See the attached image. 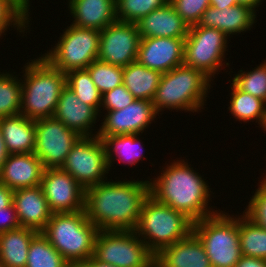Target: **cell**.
Returning <instances> with one entry per match:
<instances>
[{
  "label": "cell",
  "instance_id": "obj_1",
  "mask_svg": "<svg viewBox=\"0 0 266 267\" xmlns=\"http://www.w3.org/2000/svg\"><path fill=\"white\" fill-rule=\"evenodd\" d=\"M150 181H103L85 189V212L99 231H135Z\"/></svg>",
  "mask_w": 266,
  "mask_h": 267
},
{
  "label": "cell",
  "instance_id": "obj_2",
  "mask_svg": "<svg viewBox=\"0 0 266 267\" xmlns=\"http://www.w3.org/2000/svg\"><path fill=\"white\" fill-rule=\"evenodd\" d=\"M183 160L173 162L150 182V195L158 202L184 213L193 222L216 214L208 211L209 188Z\"/></svg>",
  "mask_w": 266,
  "mask_h": 267
},
{
  "label": "cell",
  "instance_id": "obj_3",
  "mask_svg": "<svg viewBox=\"0 0 266 267\" xmlns=\"http://www.w3.org/2000/svg\"><path fill=\"white\" fill-rule=\"evenodd\" d=\"M24 67L20 114L34 121L53 117L66 86V74L52 67L43 56Z\"/></svg>",
  "mask_w": 266,
  "mask_h": 267
},
{
  "label": "cell",
  "instance_id": "obj_4",
  "mask_svg": "<svg viewBox=\"0 0 266 267\" xmlns=\"http://www.w3.org/2000/svg\"><path fill=\"white\" fill-rule=\"evenodd\" d=\"M98 231L88 220L85 210H81L52 213L41 233L63 258L74 266L93 256Z\"/></svg>",
  "mask_w": 266,
  "mask_h": 267
},
{
  "label": "cell",
  "instance_id": "obj_5",
  "mask_svg": "<svg viewBox=\"0 0 266 267\" xmlns=\"http://www.w3.org/2000/svg\"><path fill=\"white\" fill-rule=\"evenodd\" d=\"M192 228L193 221L184 213L149 195L142 205L135 232L144 237L142 241L156 256L165 247L186 238Z\"/></svg>",
  "mask_w": 266,
  "mask_h": 267
},
{
  "label": "cell",
  "instance_id": "obj_6",
  "mask_svg": "<svg viewBox=\"0 0 266 267\" xmlns=\"http://www.w3.org/2000/svg\"><path fill=\"white\" fill-rule=\"evenodd\" d=\"M210 81L202 71L182 64L162 75L152 103L157 112L162 108L196 112L204 105Z\"/></svg>",
  "mask_w": 266,
  "mask_h": 267
},
{
  "label": "cell",
  "instance_id": "obj_7",
  "mask_svg": "<svg viewBox=\"0 0 266 267\" xmlns=\"http://www.w3.org/2000/svg\"><path fill=\"white\" fill-rule=\"evenodd\" d=\"M192 232L201 241L212 267H234L240 260L239 217L217 212L193 222Z\"/></svg>",
  "mask_w": 266,
  "mask_h": 267
},
{
  "label": "cell",
  "instance_id": "obj_8",
  "mask_svg": "<svg viewBox=\"0 0 266 267\" xmlns=\"http://www.w3.org/2000/svg\"><path fill=\"white\" fill-rule=\"evenodd\" d=\"M135 231H98L93 257L116 267H155V255Z\"/></svg>",
  "mask_w": 266,
  "mask_h": 267
},
{
  "label": "cell",
  "instance_id": "obj_9",
  "mask_svg": "<svg viewBox=\"0 0 266 267\" xmlns=\"http://www.w3.org/2000/svg\"><path fill=\"white\" fill-rule=\"evenodd\" d=\"M61 36L55 48L43 57L55 69L67 74L86 69L98 58L100 31L71 25Z\"/></svg>",
  "mask_w": 266,
  "mask_h": 267
},
{
  "label": "cell",
  "instance_id": "obj_10",
  "mask_svg": "<svg viewBox=\"0 0 266 267\" xmlns=\"http://www.w3.org/2000/svg\"><path fill=\"white\" fill-rule=\"evenodd\" d=\"M227 36L219 29L191 26L185 38L183 64L202 71L211 79L224 64Z\"/></svg>",
  "mask_w": 266,
  "mask_h": 267
},
{
  "label": "cell",
  "instance_id": "obj_11",
  "mask_svg": "<svg viewBox=\"0 0 266 267\" xmlns=\"http://www.w3.org/2000/svg\"><path fill=\"white\" fill-rule=\"evenodd\" d=\"M92 137L81 136L61 167L84 189L103 182L109 171L103 141L97 135Z\"/></svg>",
  "mask_w": 266,
  "mask_h": 267
},
{
  "label": "cell",
  "instance_id": "obj_12",
  "mask_svg": "<svg viewBox=\"0 0 266 267\" xmlns=\"http://www.w3.org/2000/svg\"><path fill=\"white\" fill-rule=\"evenodd\" d=\"M34 154L44 169L61 168L74 144L81 137L54 117L35 121Z\"/></svg>",
  "mask_w": 266,
  "mask_h": 267
},
{
  "label": "cell",
  "instance_id": "obj_13",
  "mask_svg": "<svg viewBox=\"0 0 266 267\" xmlns=\"http://www.w3.org/2000/svg\"><path fill=\"white\" fill-rule=\"evenodd\" d=\"M141 36L136 23L116 20L100 32L99 60L125 67L136 61Z\"/></svg>",
  "mask_w": 266,
  "mask_h": 267
},
{
  "label": "cell",
  "instance_id": "obj_14",
  "mask_svg": "<svg viewBox=\"0 0 266 267\" xmlns=\"http://www.w3.org/2000/svg\"><path fill=\"white\" fill-rule=\"evenodd\" d=\"M41 187L52 213L85 210V189L63 169H44Z\"/></svg>",
  "mask_w": 266,
  "mask_h": 267
},
{
  "label": "cell",
  "instance_id": "obj_15",
  "mask_svg": "<svg viewBox=\"0 0 266 267\" xmlns=\"http://www.w3.org/2000/svg\"><path fill=\"white\" fill-rule=\"evenodd\" d=\"M152 101L135 99L121 110L108 111L97 136L138 134L156 117Z\"/></svg>",
  "mask_w": 266,
  "mask_h": 267
},
{
  "label": "cell",
  "instance_id": "obj_16",
  "mask_svg": "<svg viewBox=\"0 0 266 267\" xmlns=\"http://www.w3.org/2000/svg\"><path fill=\"white\" fill-rule=\"evenodd\" d=\"M185 38H141L137 61L162 74L183 64Z\"/></svg>",
  "mask_w": 266,
  "mask_h": 267
},
{
  "label": "cell",
  "instance_id": "obj_17",
  "mask_svg": "<svg viewBox=\"0 0 266 267\" xmlns=\"http://www.w3.org/2000/svg\"><path fill=\"white\" fill-rule=\"evenodd\" d=\"M13 205L21 227L42 232L52 216L41 185L17 189Z\"/></svg>",
  "mask_w": 266,
  "mask_h": 267
},
{
  "label": "cell",
  "instance_id": "obj_18",
  "mask_svg": "<svg viewBox=\"0 0 266 267\" xmlns=\"http://www.w3.org/2000/svg\"><path fill=\"white\" fill-rule=\"evenodd\" d=\"M44 167L34 153L9 154L0 171V183L13 191L41 185Z\"/></svg>",
  "mask_w": 266,
  "mask_h": 267
},
{
  "label": "cell",
  "instance_id": "obj_19",
  "mask_svg": "<svg viewBox=\"0 0 266 267\" xmlns=\"http://www.w3.org/2000/svg\"><path fill=\"white\" fill-rule=\"evenodd\" d=\"M98 111L82 103L67 85L62 89L53 117L80 136H89Z\"/></svg>",
  "mask_w": 266,
  "mask_h": 267
},
{
  "label": "cell",
  "instance_id": "obj_20",
  "mask_svg": "<svg viewBox=\"0 0 266 267\" xmlns=\"http://www.w3.org/2000/svg\"><path fill=\"white\" fill-rule=\"evenodd\" d=\"M155 267H212L199 238H186L165 247L155 256Z\"/></svg>",
  "mask_w": 266,
  "mask_h": 267
},
{
  "label": "cell",
  "instance_id": "obj_21",
  "mask_svg": "<svg viewBox=\"0 0 266 267\" xmlns=\"http://www.w3.org/2000/svg\"><path fill=\"white\" fill-rule=\"evenodd\" d=\"M136 25L141 38H186L190 28L170 2L142 17Z\"/></svg>",
  "mask_w": 266,
  "mask_h": 267
},
{
  "label": "cell",
  "instance_id": "obj_22",
  "mask_svg": "<svg viewBox=\"0 0 266 267\" xmlns=\"http://www.w3.org/2000/svg\"><path fill=\"white\" fill-rule=\"evenodd\" d=\"M254 11L255 9L240 4L224 10L209 6L202 14L198 25L219 29L226 35L237 34L249 30L255 23L256 13Z\"/></svg>",
  "mask_w": 266,
  "mask_h": 267
},
{
  "label": "cell",
  "instance_id": "obj_23",
  "mask_svg": "<svg viewBox=\"0 0 266 267\" xmlns=\"http://www.w3.org/2000/svg\"><path fill=\"white\" fill-rule=\"evenodd\" d=\"M73 26L102 31L117 20L115 0H70Z\"/></svg>",
  "mask_w": 266,
  "mask_h": 267
},
{
  "label": "cell",
  "instance_id": "obj_24",
  "mask_svg": "<svg viewBox=\"0 0 266 267\" xmlns=\"http://www.w3.org/2000/svg\"><path fill=\"white\" fill-rule=\"evenodd\" d=\"M0 128L9 154L34 153L35 121L22 114L0 118Z\"/></svg>",
  "mask_w": 266,
  "mask_h": 267
},
{
  "label": "cell",
  "instance_id": "obj_25",
  "mask_svg": "<svg viewBox=\"0 0 266 267\" xmlns=\"http://www.w3.org/2000/svg\"><path fill=\"white\" fill-rule=\"evenodd\" d=\"M38 232L25 227L0 234V262L6 267H25L32 238Z\"/></svg>",
  "mask_w": 266,
  "mask_h": 267
},
{
  "label": "cell",
  "instance_id": "obj_26",
  "mask_svg": "<svg viewBox=\"0 0 266 267\" xmlns=\"http://www.w3.org/2000/svg\"><path fill=\"white\" fill-rule=\"evenodd\" d=\"M162 73L143 66L137 60L123 67V85L138 100L152 101Z\"/></svg>",
  "mask_w": 266,
  "mask_h": 267
},
{
  "label": "cell",
  "instance_id": "obj_27",
  "mask_svg": "<svg viewBox=\"0 0 266 267\" xmlns=\"http://www.w3.org/2000/svg\"><path fill=\"white\" fill-rule=\"evenodd\" d=\"M239 218V244L241 255L266 259V229L245 214Z\"/></svg>",
  "mask_w": 266,
  "mask_h": 267
},
{
  "label": "cell",
  "instance_id": "obj_28",
  "mask_svg": "<svg viewBox=\"0 0 266 267\" xmlns=\"http://www.w3.org/2000/svg\"><path fill=\"white\" fill-rule=\"evenodd\" d=\"M138 134H125V135H114V136H98L105 146L106 150V159H107V166L110 169L112 161H114L113 153L119 158V161L122 160L123 163L125 161L130 163L131 165L136 164L142 158V154L140 153L138 147ZM113 146V147H112ZM112 149H111V148ZM142 146H140L141 149ZM126 159L124 161V159Z\"/></svg>",
  "mask_w": 266,
  "mask_h": 267
},
{
  "label": "cell",
  "instance_id": "obj_29",
  "mask_svg": "<svg viewBox=\"0 0 266 267\" xmlns=\"http://www.w3.org/2000/svg\"><path fill=\"white\" fill-rule=\"evenodd\" d=\"M25 267H71L63 256L38 232L29 245Z\"/></svg>",
  "mask_w": 266,
  "mask_h": 267
},
{
  "label": "cell",
  "instance_id": "obj_30",
  "mask_svg": "<svg viewBox=\"0 0 266 267\" xmlns=\"http://www.w3.org/2000/svg\"><path fill=\"white\" fill-rule=\"evenodd\" d=\"M232 95L228 107L236 119L248 121L256 119L259 124L266 112V103L255 96L240 90L232 83Z\"/></svg>",
  "mask_w": 266,
  "mask_h": 267
},
{
  "label": "cell",
  "instance_id": "obj_31",
  "mask_svg": "<svg viewBox=\"0 0 266 267\" xmlns=\"http://www.w3.org/2000/svg\"><path fill=\"white\" fill-rule=\"evenodd\" d=\"M66 85L72 89L82 103L99 111L102 94L95 86L87 69L73 70L66 74Z\"/></svg>",
  "mask_w": 266,
  "mask_h": 267
},
{
  "label": "cell",
  "instance_id": "obj_32",
  "mask_svg": "<svg viewBox=\"0 0 266 267\" xmlns=\"http://www.w3.org/2000/svg\"><path fill=\"white\" fill-rule=\"evenodd\" d=\"M22 83L11 74H0V118L20 114Z\"/></svg>",
  "mask_w": 266,
  "mask_h": 267
},
{
  "label": "cell",
  "instance_id": "obj_33",
  "mask_svg": "<svg viewBox=\"0 0 266 267\" xmlns=\"http://www.w3.org/2000/svg\"><path fill=\"white\" fill-rule=\"evenodd\" d=\"M86 69L101 94L123 84V67L121 66L96 59Z\"/></svg>",
  "mask_w": 266,
  "mask_h": 267
},
{
  "label": "cell",
  "instance_id": "obj_34",
  "mask_svg": "<svg viewBox=\"0 0 266 267\" xmlns=\"http://www.w3.org/2000/svg\"><path fill=\"white\" fill-rule=\"evenodd\" d=\"M168 2L169 0H115L116 18L118 21L137 23Z\"/></svg>",
  "mask_w": 266,
  "mask_h": 267
},
{
  "label": "cell",
  "instance_id": "obj_35",
  "mask_svg": "<svg viewBox=\"0 0 266 267\" xmlns=\"http://www.w3.org/2000/svg\"><path fill=\"white\" fill-rule=\"evenodd\" d=\"M232 82L242 91L247 92L266 103V62L248 73L237 74Z\"/></svg>",
  "mask_w": 266,
  "mask_h": 267
},
{
  "label": "cell",
  "instance_id": "obj_36",
  "mask_svg": "<svg viewBox=\"0 0 266 267\" xmlns=\"http://www.w3.org/2000/svg\"><path fill=\"white\" fill-rule=\"evenodd\" d=\"M28 17V11L17 0H0V35L12 23L19 30L25 28Z\"/></svg>",
  "mask_w": 266,
  "mask_h": 267
},
{
  "label": "cell",
  "instance_id": "obj_37",
  "mask_svg": "<svg viewBox=\"0 0 266 267\" xmlns=\"http://www.w3.org/2000/svg\"><path fill=\"white\" fill-rule=\"evenodd\" d=\"M177 14L191 27L197 25L210 0H169Z\"/></svg>",
  "mask_w": 266,
  "mask_h": 267
},
{
  "label": "cell",
  "instance_id": "obj_38",
  "mask_svg": "<svg viewBox=\"0 0 266 267\" xmlns=\"http://www.w3.org/2000/svg\"><path fill=\"white\" fill-rule=\"evenodd\" d=\"M266 178V177H265ZM261 182L260 187L252 196L246 208L245 215L259 226L266 229V179Z\"/></svg>",
  "mask_w": 266,
  "mask_h": 267
},
{
  "label": "cell",
  "instance_id": "obj_39",
  "mask_svg": "<svg viewBox=\"0 0 266 267\" xmlns=\"http://www.w3.org/2000/svg\"><path fill=\"white\" fill-rule=\"evenodd\" d=\"M134 100L135 97L122 84L102 94L101 105L107 111L121 110L130 105Z\"/></svg>",
  "mask_w": 266,
  "mask_h": 267
},
{
  "label": "cell",
  "instance_id": "obj_40",
  "mask_svg": "<svg viewBox=\"0 0 266 267\" xmlns=\"http://www.w3.org/2000/svg\"><path fill=\"white\" fill-rule=\"evenodd\" d=\"M2 216H4V219L6 221H3L4 220L3 219L2 222L0 223V234L21 227L13 203L9 207L0 210V217Z\"/></svg>",
  "mask_w": 266,
  "mask_h": 267
},
{
  "label": "cell",
  "instance_id": "obj_41",
  "mask_svg": "<svg viewBox=\"0 0 266 267\" xmlns=\"http://www.w3.org/2000/svg\"><path fill=\"white\" fill-rule=\"evenodd\" d=\"M13 190L0 183V210L9 207L13 203Z\"/></svg>",
  "mask_w": 266,
  "mask_h": 267
},
{
  "label": "cell",
  "instance_id": "obj_42",
  "mask_svg": "<svg viewBox=\"0 0 266 267\" xmlns=\"http://www.w3.org/2000/svg\"><path fill=\"white\" fill-rule=\"evenodd\" d=\"M234 267H266V259L241 256Z\"/></svg>",
  "mask_w": 266,
  "mask_h": 267
},
{
  "label": "cell",
  "instance_id": "obj_43",
  "mask_svg": "<svg viewBox=\"0 0 266 267\" xmlns=\"http://www.w3.org/2000/svg\"><path fill=\"white\" fill-rule=\"evenodd\" d=\"M74 267H116V266L102 263L92 256L87 260L74 265Z\"/></svg>",
  "mask_w": 266,
  "mask_h": 267
},
{
  "label": "cell",
  "instance_id": "obj_44",
  "mask_svg": "<svg viewBox=\"0 0 266 267\" xmlns=\"http://www.w3.org/2000/svg\"><path fill=\"white\" fill-rule=\"evenodd\" d=\"M236 4H238L237 0H210V6L219 10H224Z\"/></svg>",
  "mask_w": 266,
  "mask_h": 267
},
{
  "label": "cell",
  "instance_id": "obj_45",
  "mask_svg": "<svg viewBox=\"0 0 266 267\" xmlns=\"http://www.w3.org/2000/svg\"><path fill=\"white\" fill-rule=\"evenodd\" d=\"M9 156V153L7 151L4 139H3V135H2V131L0 128V171L4 165V163L6 162L7 157Z\"/></svg>",
  "mask_w": 266,
  "mask_h": 267
},
{
  "label": "cell",
  "instance_id": "obj_46",
  "mask_svg": "<svg viewBox=\"0 0 266 267\" xmlns=\"http://www.w3.org/2000/svg\"><path fill=\"white\" fill-rule=\"evenodd\" d=\"M238 4L251 7L252 9L256 8L261 0H237Z\"/></svg>",
  "mask_w": 266,
  "mask_h": 267
},
{
  "label": "cell",
  "instance_id": "obj_47",
  "mask_svg": "<svg viewBox=\"0 0 266 267\" xmlns=\"http://www.w3.org/2000/svg\"><path fill=\"white\" fill-rule=\"evenodd\" d=\"M27 11H29V0H17Z\"/></svg>",
  "mask_w": 266,
  "mask_h": 267
},
{
  "label": "cell",
  "instance_id": "obj_48",
  "mask_svg": "<svg viewBox=\"0 0 266 267\" xmlns=\"http://www.w3.org/2000/svg\"><path fill=\"white\" fill-rule=\"evenodd\" d=\"M260 124H261V127L264 128V131H265L266 130V112H265V115L262 117Z\"/></svg>",
  "mask_w": 266,
  "mask_h": 267
},
{
  "label": "cell",
  "instance_id": "obj_49",
  "mask_svg": "<svg viewBox=\"0 0 266 267\" xmlns=\"http://www.w3.org/2000/svg\"><path fill=\"white\" fill-rule=\"evenodd\" d=\"M0 267H6L3 263L0 262Z\"/></svg>",
  "mask_w": 266,
  "mask_h": 267
}]
</instances>
